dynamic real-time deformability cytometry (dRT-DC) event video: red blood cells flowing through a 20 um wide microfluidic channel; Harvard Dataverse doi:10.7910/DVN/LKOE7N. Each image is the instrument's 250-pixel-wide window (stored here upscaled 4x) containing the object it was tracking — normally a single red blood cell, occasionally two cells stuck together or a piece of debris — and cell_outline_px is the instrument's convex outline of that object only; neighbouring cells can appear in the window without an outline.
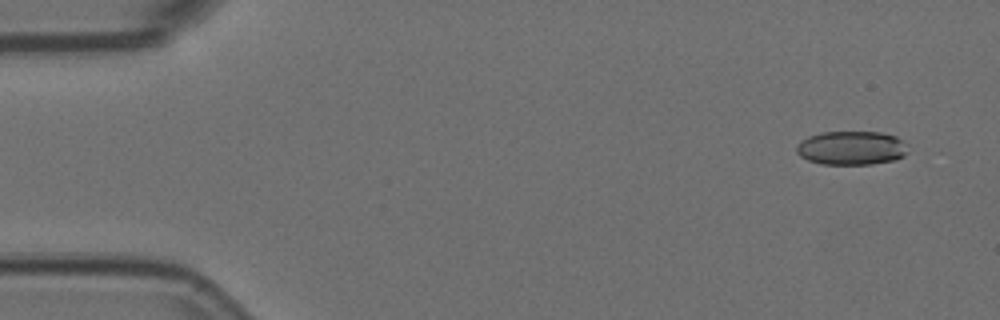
{"species": "Egyptian fruit bat (a non-hibernating species)", "species_latin": "Rousettus aegyptiacus", "temperature_condition": "room temperature", "stored_images_in_passage": 30, "camera_frame_rate_fps": 3000, "um_per_image_px": 0.085, "animal": {"sex": "female"}, "frame": {"image": 1, "passage_image": 4, "time_ms": 1.0, "image_size_px": [1000, 320], "cell_outline_px": [[908, 152], [904, 156], [896, 160], [872, 164], [820, 164], [808, 160], [800, 156], [796, 152], [796, 148], [808, 136], [824, 132], [880, 132], [896, 136], [900, 140]], "centroid_in_image_um": [72.37, 12.59], "position_along_channel_um": 12.6, "area_um2": 21.79}}
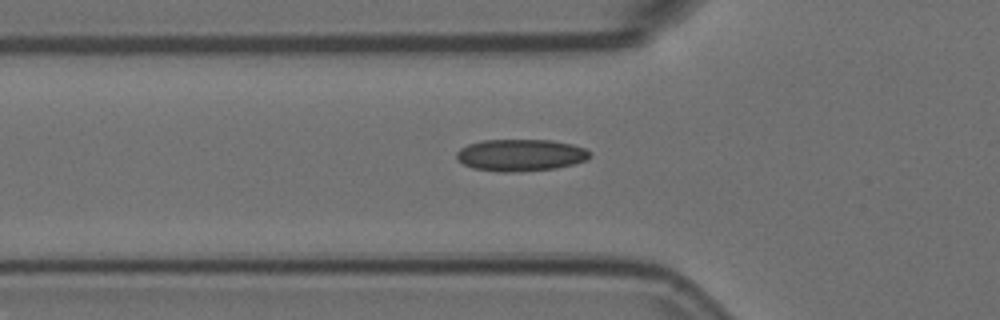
{"frame": {"image": 2, "passage_image": 19, "time_ms": 6.0, "image_size_px": [1000, 320], "cell_outline_px": [[592, 156], [588, 160], [556, 168], [512, 172], [500, 172], [472, 168], [464, 164], [456, 156], [456, 152], [460, 148], [468, 144], [484, 140], [552, 140], [572, 144], [584, 148], [592, 152]], "centroid_in_image_um": [44.28, 13.18], "position_along_channel_um": 81.5, "area_um2": 24.85}}
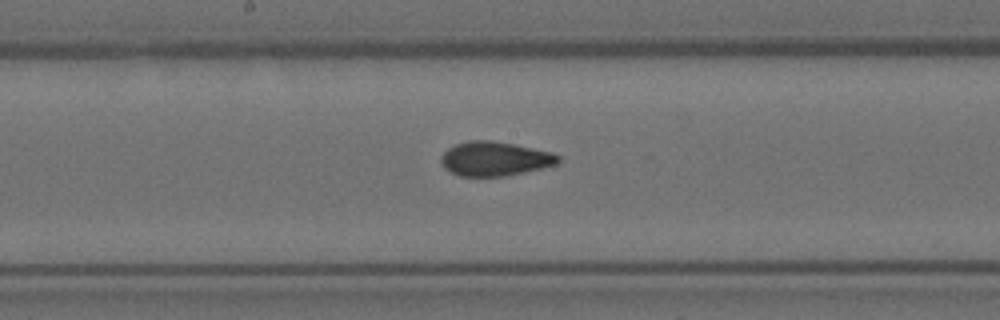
{"frame": {"image": 3, "passage_image": 29, "time_ms": 9.333, "image_size_px": [1000, 320], "cell_outline_px": [[560, 164], [508, 176], [460, 176], [444, 168], [440, 160], [440, 156], [448, 148], [456, 144], [468, 140], [492, 140], [552, 152], [560, 156]], "centroid_in_image_um": [42.07, 13.5], "position_along_channel_um": 206.1, "area_um2": 23.52}}